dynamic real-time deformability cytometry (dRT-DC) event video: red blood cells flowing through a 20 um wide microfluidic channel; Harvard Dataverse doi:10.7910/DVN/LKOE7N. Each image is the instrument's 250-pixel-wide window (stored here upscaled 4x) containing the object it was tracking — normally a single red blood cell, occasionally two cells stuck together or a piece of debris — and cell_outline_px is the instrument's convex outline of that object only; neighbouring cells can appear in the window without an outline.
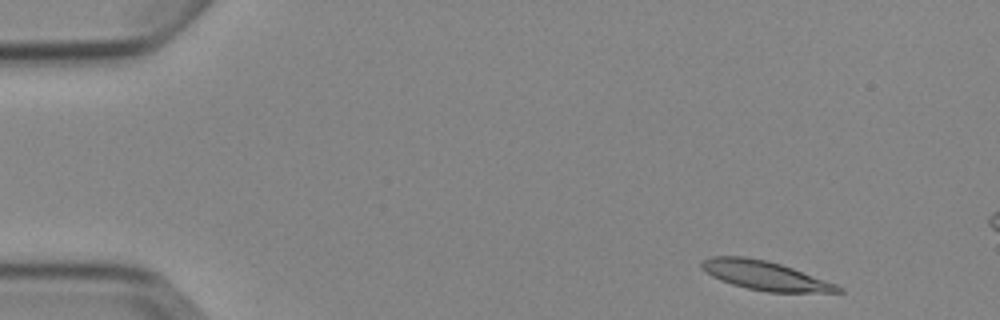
{"species": "Egyptian fruit bat (a non-hibernating species)", "species_latin": "Rousettus aegyptiacus", "temperature_condition": "cold", "stored_images_in_passage": 4, "camera_frame_rate_fps": 3000, "um_per_image_px": 0.085, "animal": {"sex": "female"}, "frame": {"image": 1, "passage_image": 1, "time_ms": 0.0, "image_size_px": [1000, 320], "cell_outline_px": [[844, 292], [768, 292], [748, 288], [732, 284], [720, 280], [712, 276], [700, 268], [700, 260], [712, 256], [744, 256], [768, 260], [792, 268], [836, 284], [844, 288]], "centroid_in_image_um": [64.98, 23.41], "position_along_channel_um": 20.0, "area_um2": 23.06}}